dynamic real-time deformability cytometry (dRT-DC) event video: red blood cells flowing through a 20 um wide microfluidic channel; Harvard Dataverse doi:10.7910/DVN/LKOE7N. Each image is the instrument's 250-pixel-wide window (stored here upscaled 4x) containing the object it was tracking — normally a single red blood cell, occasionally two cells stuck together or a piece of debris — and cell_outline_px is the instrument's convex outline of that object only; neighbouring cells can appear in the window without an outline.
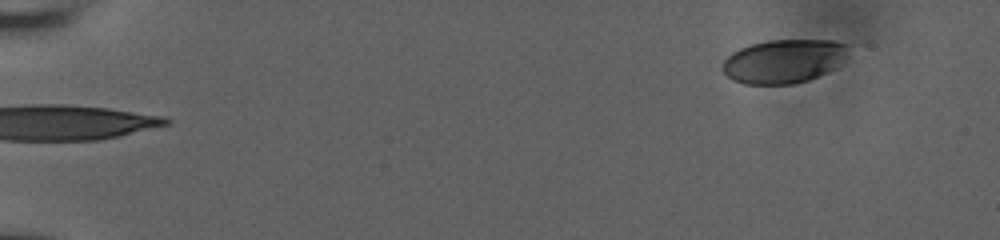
{"species": "human", "species_latin": "Homo sapiens", "temperature_condition": "room temperature", "stored_images_in_passage": 51, "camera_frame_rate_fps": 3000, "um_per_image_px": 0.085, "donor": {"sex": "male"}, "frame": {"image": 1, "passage_image": 1, "time_ms": 0.0, "image_size_px": [1000, 240], "cell_outline_px": [[848, 44], [832, 68], [808, 80], [796, 84], [744, 84], [732, 80], [720, 68], [724, 60], [732, 52], [740, 48], [752, 44], [768, 40], [832, 40]], "centroid_in_image_um": [66.48, 5.2], "position_along_channel_um": 18.5, "area_um2": 31.33}}
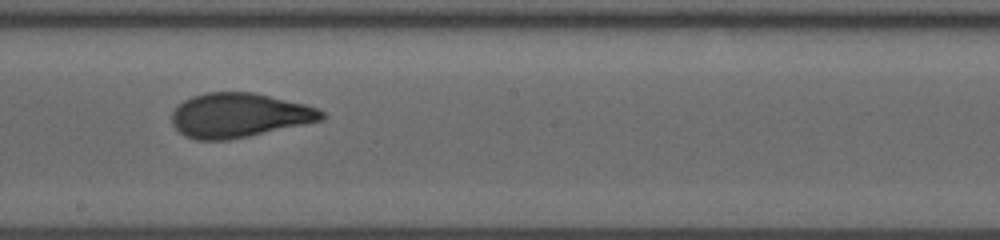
{"frame": {"image": 2, "passage_image": 29, "time_ms": 9.333, "image_size_px": [1000, 240], "cell_outline_px": [[324, 120], [248, 136], [228, 140], [196, 140], [184, 136], [172, 124], [172, 112], [184, 100], [192, 96], [204, 92], [252, 92], [304, 104], [316, 108], [324, 112]], "centroid_in_image_um": [20.3, 9.8], "position_along_channel_um": 227.9, "area_um2": 38.55}}
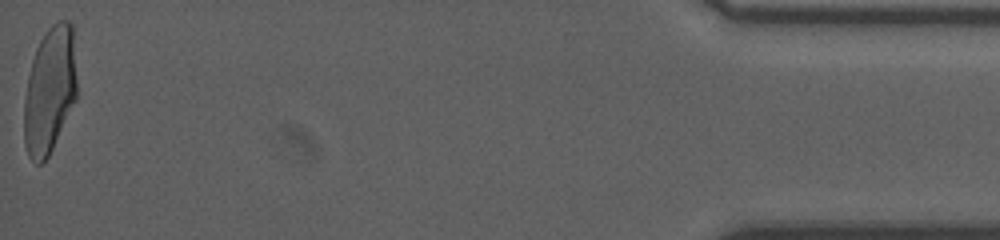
{"frame": {"image": 3, "passage_image": 51, "time_ms": 16.667, "image_size_px": [1000, 240], "cell_outline_px": [[76, 100], [48, 156], [40, 164], [36, 164], [28, 156], [24, 144], [24, 100], [28, 76], [32, 60], [36, 48], [40, 40], [48, 28], [52, 24], [60, 20], [68, 20], [72, 24], [76, 80]], "centroid_in_image_um": [4.21, 7.68], "position_along_channel_um": 431.0, "area_um2": 38.84}, "authors_computed_cell_mechanics": {"area_um2": 38.0902, "velocity_mm_per_s": 3.9313, "shape_relaxation_time_tau1_ms": 8.7926, "shape_relaxation_time_tau2_ms": 0.8642, "deformation_change_tau1": 0.2692, "deformation_change_tau2": 0.0821}}